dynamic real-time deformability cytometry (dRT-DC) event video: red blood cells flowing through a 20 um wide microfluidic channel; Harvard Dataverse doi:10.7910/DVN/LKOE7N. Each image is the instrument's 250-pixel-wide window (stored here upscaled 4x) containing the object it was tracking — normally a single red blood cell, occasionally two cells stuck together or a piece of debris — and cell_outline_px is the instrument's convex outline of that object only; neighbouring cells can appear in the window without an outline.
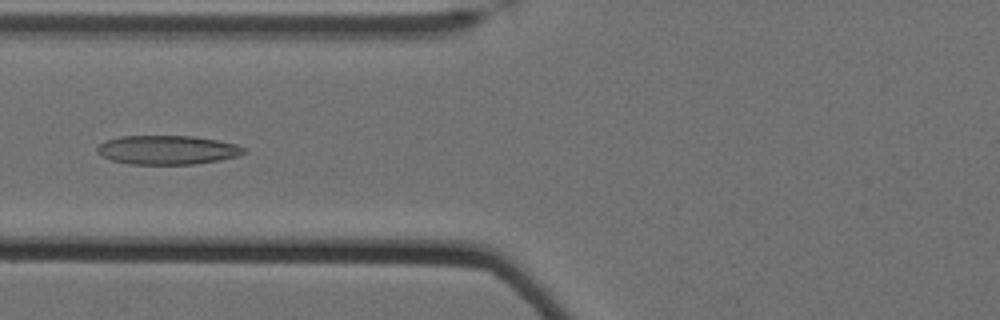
{"species": "Egyptian fruit bat (a non-hibernating species)", "species_latin": "Rousettus aegyptiacus", "temperature_condition": "cold", "stored_images_in_passage": 46, "camera_frame_rate_fps": 3000, "um_per_image_px": 0.085, "animal": {"sex": "female"}, "frame": {"image": 1, "passage_image": 12, "time_ms": 3.667, "image_size_px": [1000, 320], "cell_outline_px": [[248, 152], [236, 156], [220, 160], [192, 164], [128, 164], [112, 160], [96, 152], [96, 148], [100, 144], [108, 140], [120, 136], [192, 136], [216, 140], [236, 144], [244, 148]], "centroid_in_image_um": [14.23, 12.74], "position_along_channel_um": 111.6, "area_um2": 24.62}}
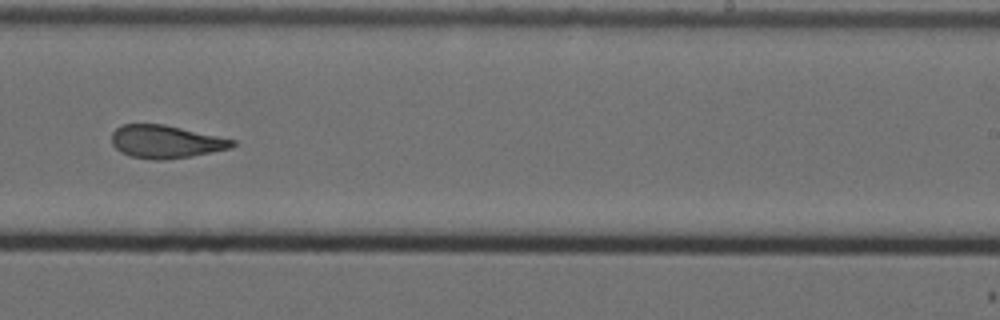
{"frame": {"image": 2, "passage_image": 26, "time_ms": 8.333, "image_size_px": [1000, 320], "cell_outline_px": [[236, 144], [232, 148], [192, 156], [164, 160], [156, 160], [132, 156], [120, 152], [112, 144], [112, 132], [120, 124], [164, 124], [236, 140]], "centroid_in_image_um": [14.09, 12.04], "position_along_channel_um": 274.9, "area_um2": 23.18}}
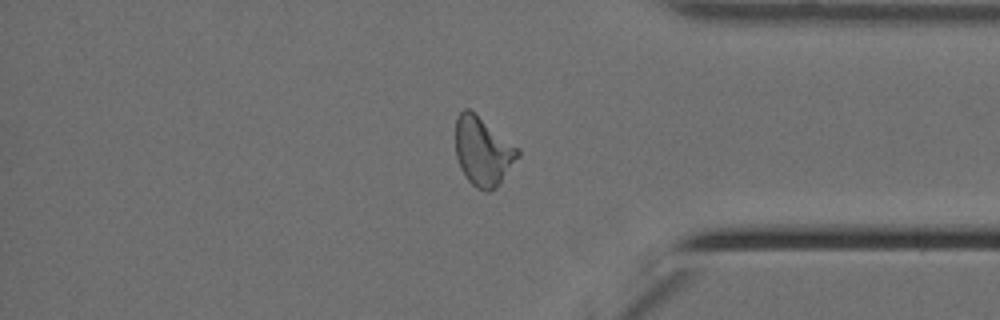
{"frame": {"image": 3, "passage_image": 37, "time_ms": 12.0, "image_size_px": [1000, 320], "cell_outline_px": [[520, 156], [496, 188], [488, 192], [476, 188], [468, 180], [460, 168], [456, 156], [456, 116], [464, 108], [468, 108], [520, 148]], "centroid_in_image_um": [41.06, 12.87], "position_along_channel_um": 394.1, "area_um2": 24.97}}